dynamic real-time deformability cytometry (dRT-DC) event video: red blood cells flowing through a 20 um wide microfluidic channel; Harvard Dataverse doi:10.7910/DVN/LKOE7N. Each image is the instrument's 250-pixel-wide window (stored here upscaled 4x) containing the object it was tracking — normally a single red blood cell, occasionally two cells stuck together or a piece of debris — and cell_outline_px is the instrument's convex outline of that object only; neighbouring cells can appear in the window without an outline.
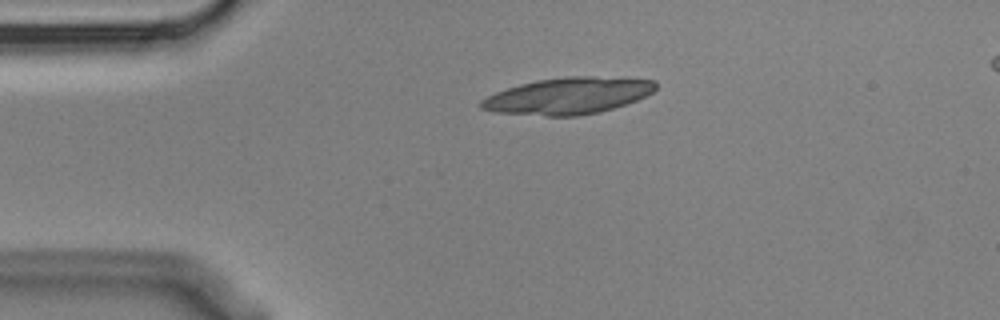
{"species": "Egyptian fruit bat (a non-hibernating species)", "species_latin": "Rousettus aegyptiacus", "temperature_condition": "cold", "stored_images_in_passage": 6, "camera_frame_rate_fps": 3000, "um_per_image_px": 0.085, "animal": {"sex": "male"}, "frame": {"image": 1, "passage_image": 6, "time_ms": 1.667, "image_size_px": [1000, 320], "cell_outline_px": [[656, 88], [652, 92], [636, 100], [600, 112], [580, 116], [544, 116], [496, 112], [480, 108], [480, 100], [496, 92], [520, 84], [536, 80], [564, 76], [592, 76], [656, 80]], "centroid_in_image_um": [48.27, 8.14], "position_along_channel_um": 36.7, "area_um2": 37.11}}